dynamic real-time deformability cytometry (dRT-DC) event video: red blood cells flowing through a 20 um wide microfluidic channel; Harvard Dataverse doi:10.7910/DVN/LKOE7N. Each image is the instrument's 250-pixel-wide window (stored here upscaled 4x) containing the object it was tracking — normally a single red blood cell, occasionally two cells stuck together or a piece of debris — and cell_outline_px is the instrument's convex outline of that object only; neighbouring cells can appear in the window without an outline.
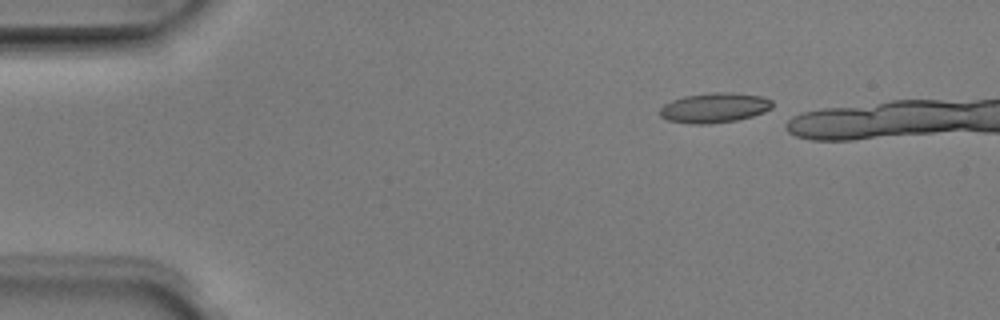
{"species": "Egyptian fruit bat (a non-hibernating species)", "species_latin": "Rousettus aegyptiacus", "temperature_condition": "room temperature", "stored_images_in_passage": 4, "camera_frame_rate_fps": 3000, "um_per_image_px": 0.085, "animal": {"sex": "male"}, "frame": {"image": 1, "passage_image": 1, "time_ms": 0.0, "image_size_px": [1000, 320], "cell_outline_px": [[772, 108], [764, 112], [752, 116], [736, 120], [708, 124], [692, 124], [668, 120], [660, 116], [660, 108], [664, 104], [672, 100], [684, 96], [712, 92], [732, 92], [760, 96], [772, 100]], "centroid_in_image_um": [60.72, 9.15], "position_along_channel_um": 24.3, "area_um2": 19.59}}